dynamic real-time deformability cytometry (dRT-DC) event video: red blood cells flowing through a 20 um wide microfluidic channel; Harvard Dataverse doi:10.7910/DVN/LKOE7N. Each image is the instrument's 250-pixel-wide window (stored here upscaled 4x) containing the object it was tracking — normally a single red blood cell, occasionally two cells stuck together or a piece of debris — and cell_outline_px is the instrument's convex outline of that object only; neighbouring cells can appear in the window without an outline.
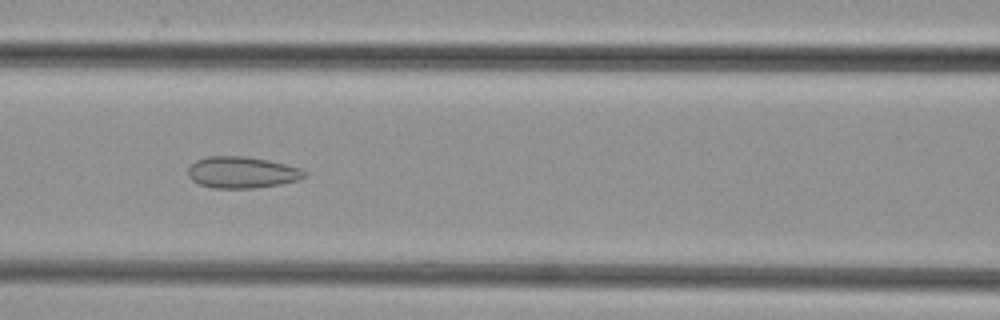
{"species": "common noctule bat (a hibernating species)", "species_latin": "Nyctalus noctula", "temperature_condition": "cold", "stored_images_in_passage": 35, "camera_frame_rate_fps": 3000, "um_per_image_px": 0.085, "animal": {"sex": "female", "body_mass_g": 29.2, "forearm_length_mm": 56.3}, "frame": {"image": 1, "passage_image": 7, "time_ms": 2.0, "image_size_px": [1000, 320], "cell_outline_px": [[308, 172], [300, 180], [280, 184], [252, 188], [212, 188], [200, 184], [192, 180], [188, 176], [188, 168], [196, 160], [208, 156], [244, 156], [268, 160], [300, 168]], "centroid_in_image_um": [20.56, 14.65], "position_along_channel_um": 146.0, "area_um2": 21.33}}
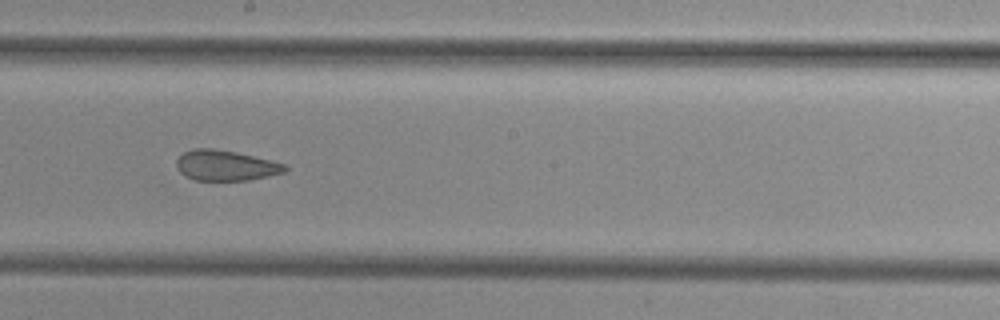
{"frame": {"image": 2, "passage_image": 13, "time_ms": 4.0, "image_size_px": [1000, 320], "cell_outline_px": [[288, 168], [284, 172], [268, 176], [248, 180], [196, 180], [184, 176], [176, 168], [176, 160], [184, 152], [192, 148], [212, 148], [236, 152], [288, 164]], "centroid_in_image_um": [19.17, 14.06], "position_along_channel_um": 229.0, "area_um2": 19.31}}
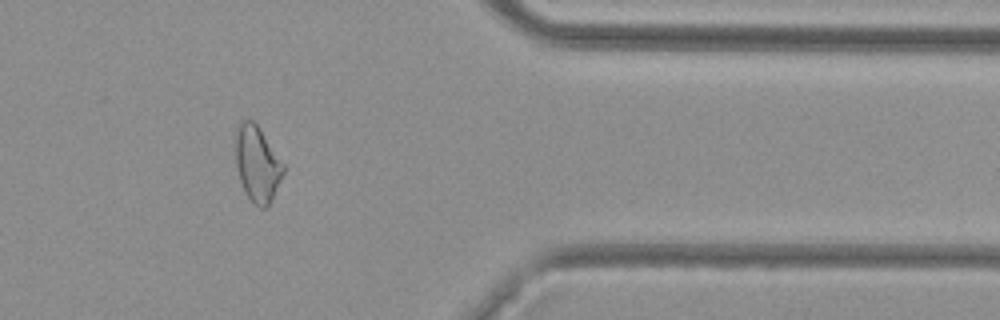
{"frame": {"image": 3, "passage_image": 26, "time_ms": 8.333, "image_size_px": [1000, 320], "cell_outline_px": [[284, 172], [268, 208], [260, 208], [244, 192], [240, 180], [236, 164], [236, 132], [240, 120], [252, 120], [260, 128], [284, 164]], "centroid_in_image_um": [21.87, 13.93], "position_along_channel_um": 389.5, "area_um2": 20.92}}